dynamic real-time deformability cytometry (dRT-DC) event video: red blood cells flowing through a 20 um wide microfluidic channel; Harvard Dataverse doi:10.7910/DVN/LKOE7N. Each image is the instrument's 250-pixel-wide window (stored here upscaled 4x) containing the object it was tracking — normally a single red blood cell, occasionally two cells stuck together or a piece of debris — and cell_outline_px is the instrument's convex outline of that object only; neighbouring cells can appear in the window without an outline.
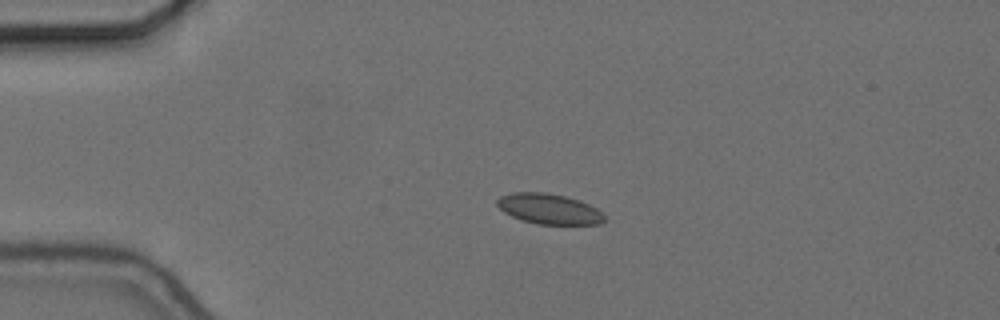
{"species": "common noctule bat (a hibernating species)", "species_latin": "Nyctalus noctula", "temperature_condition": "cold", "stored_images_in_passage": 41, "camera_frame_rate_fps": 3000, "um_per_image_px": 0.085, "animal": {"sex": "female", "body_mass_g": 24.6, "forearm_length_mm": 56.2}, "frame": {"image": 1, "passage_image": 1, "time_ms": 0.0, "image_size_px": [1000, 320], "cell_outline_px": [[604, 220], [600, 224], [536, 224], [520, 220], [504, 212], [496, 204], [496, 200], [500, 196], [512, 192], [544, 192], [564, 196], [588, 204], [596, 208], [604, 216]], "centroid_in_image_um": [46.61, 17.76], "position_along_channel_um": 38.4, "area_um2": 18.84}}
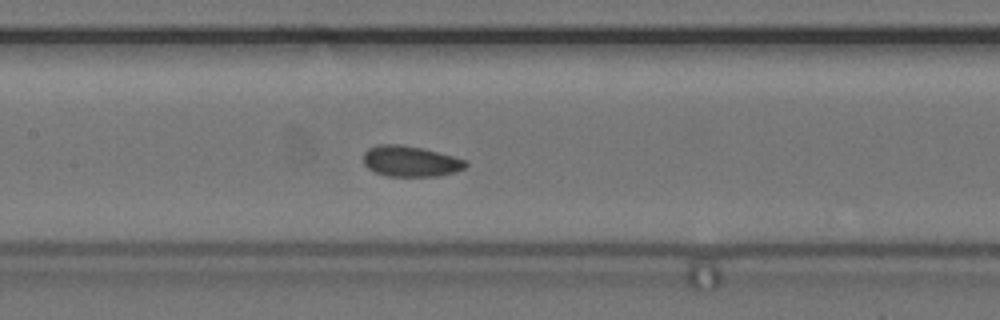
{"frame": {"image": 2, "passage_image": 15, "time_ms": 4.667, "image_size_px": [1000, 320], "cell_outline_px": [[468, 164], [464, 168], [456, 172], [440, 176], [388, 176], [376, 172], [368, 168], [364, 164], [364, 152], [368, 148], [380, 144], [400, 144], [424, 148], [468, 160]], "centroid_in_image_um": [34.92, 13.7], "position_along_channel_um": 172.5, "area_um2": 18.5}}
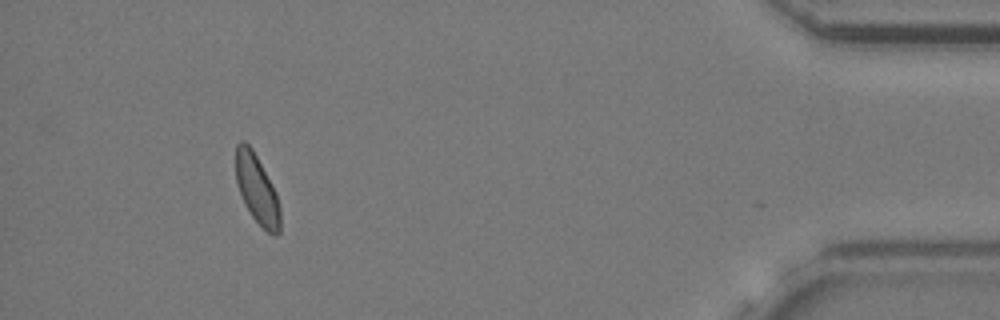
{"frame": {"image": 3, "passage_image": 40, "time_ms": 13.0, "image_size_px": [1000, 320], "cell_outline_px": [[280, 232], [276, 236], [268, 232], [252, 216], [244, 204], [236, 180], [236, 144], [240, 140], [244, 140], [252, 148], [276, 192], [280, 208]], "centroid_in_image_um": [21.84, 16.07], "position_along_channel_um": 413.4, "area_um2": 17.69}, "authors_computed_cell_mechanics": {"area_um2": 18.3226, "velocity_mm_per_s": 3.6441, "shape_relaxation_time_tau1_ms": 10.0102, "shape_relaxation_time_tau2_ms": 2.243, "deformation_change_tau1": 0.0917, "deformation_change_tau2": 0.0759}}